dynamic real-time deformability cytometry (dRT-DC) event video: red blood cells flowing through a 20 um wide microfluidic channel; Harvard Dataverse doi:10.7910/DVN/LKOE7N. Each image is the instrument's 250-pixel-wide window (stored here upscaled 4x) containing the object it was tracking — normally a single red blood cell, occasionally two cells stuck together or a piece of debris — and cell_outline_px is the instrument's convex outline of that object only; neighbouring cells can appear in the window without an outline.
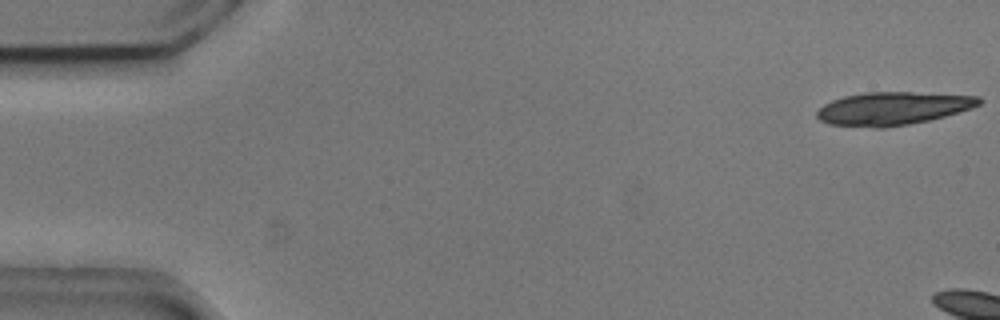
{"species": "common noctule bat (a hibernating species)", "species_latin": "Nyctalus noctula", "temperature_condition": "cold", "stored_images_in_passage": 5, "camera_frame_rate_fps": 3000, "um_per_image_px": 0.085, "animal": {"sex": "male", "body_mass_g": 20.5, "forearm_length_mm": 52.5}, "frame": {"image": 1, "passage_image": 1, "time_ms": 0.0, "image_size_px": [1000, 320], "cell_outline_px": [[984, 100], [980, 104], [972, 108], [944, 116], [928, 120], [908, 124], [884, 128], [872, 128], [828, 124], [820, 120], [816, 116], [816, 112], [824, 104], [832, 100], [844, 96], [864, 92], [912, 92], [980, 96]], "centroid_in_image_um": [75.88, 9.22], "position_along_channel_um": 9.1, "area_um2": 31.33}}